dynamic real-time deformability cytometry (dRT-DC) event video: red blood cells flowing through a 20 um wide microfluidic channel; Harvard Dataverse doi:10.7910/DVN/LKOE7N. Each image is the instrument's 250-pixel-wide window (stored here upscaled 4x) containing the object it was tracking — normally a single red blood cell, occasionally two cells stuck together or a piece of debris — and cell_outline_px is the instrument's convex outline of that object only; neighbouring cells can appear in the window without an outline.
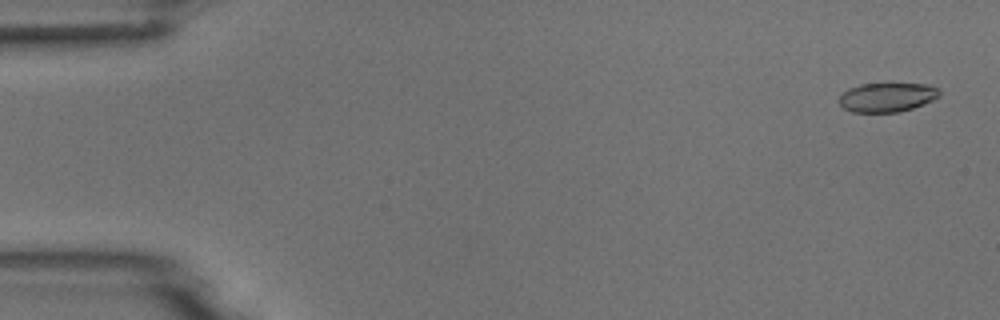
{"species": "common noctule bat (a hibernating species)", "species_latin": "Nyctalus noctula", "temperature_condition": "room temperature", "stored_images_in_passage": 5, "camera_frame_rate_fps": 3000, "um_per_image_px": 0.085, "animal": {"sex": "male", "body_mass_g": 18.8}, "frame": {"image": 1, "passage_image": 1, "time_ms": 0.0, "image_size_px": [1000, 320], "cell_outline_px": [[940, 96], [924, 104], [900, 112], [852, 112], [844, 108], [840, 104], [840, 96], [848, 88], [860, 84], [888, 80], [928, 84], [936, 88], [940, 92]], "centroid_in_image_um": [75.43, 8.2], "position_along_channel_um": 9.6, "area_um2": 17.92}}
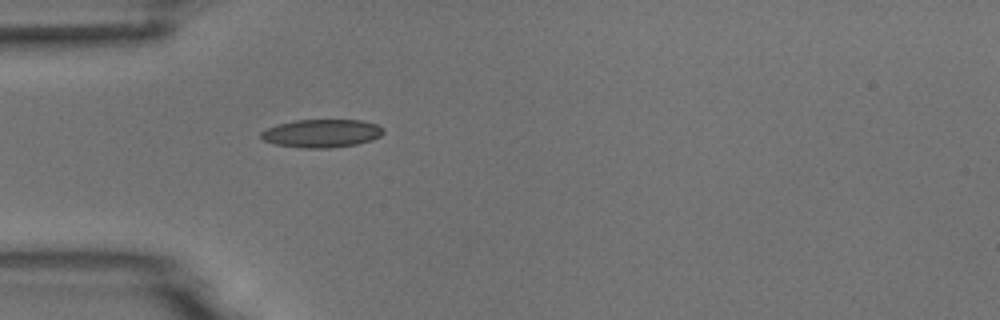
{"frame": {"image": 2, "passage_image": 5, "time_ms": 4.667, "image_size_px": [1000, 320], "cell_outline_px": [[384, 132], [380, 136], [372, 140], [356, 144], [332, 148], [304, 148], [276, 144], [264, 140], [260, 136], [260, 132], [268, 128], [280, 124], [296, 120], [360, 120], [376, 124], [384, 128]], "centroid_in_image_um": [27.37, 11.34], "position_along_channel_um": 57.6, "area_um2": 19.94}}